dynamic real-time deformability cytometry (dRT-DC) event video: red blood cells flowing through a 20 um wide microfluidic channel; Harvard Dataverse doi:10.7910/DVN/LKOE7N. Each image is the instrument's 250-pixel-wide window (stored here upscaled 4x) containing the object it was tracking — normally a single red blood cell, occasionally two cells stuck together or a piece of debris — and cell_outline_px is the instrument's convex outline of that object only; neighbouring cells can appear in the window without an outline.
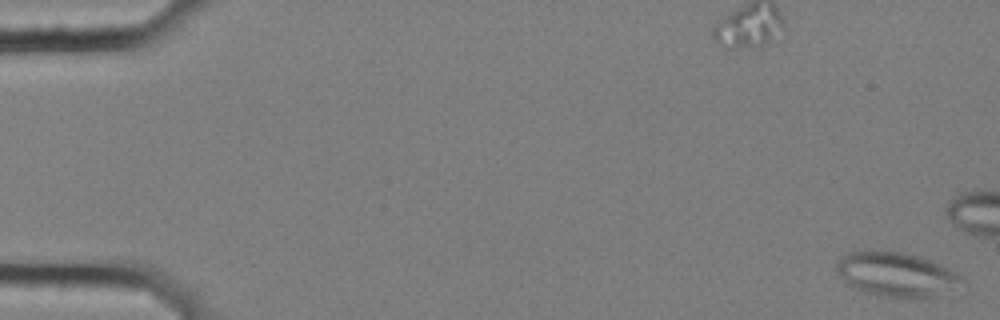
{"species": "common noctule bat (a hibernating species)", "species_latin": "Nyctalus noctula", "temperature_condition": "cold", "stored_images_in_passage": 6, "camera_frame_rate_fps": 3000, "um_per_image_px": 0.085, "animal": {"sex": "female", "body_mass_g": 25.1}, "frame": {"image": 1, "passage_image": 1, "time_ms": 0.0, "image_size_px": [1000, 320], "cell_outline_px": [[968, 284], [936, 296], [916, 300], [876, 296], [852, 288], [844, 284], [836, 272], [836, 264], [848, 252], [900, 252], [916, 256], [940, 264], [964, 276]], "centroid_in_image_um": [76.24, 23.4], "position_along_channel_um": 8.8, "area_um2": 33.06}}